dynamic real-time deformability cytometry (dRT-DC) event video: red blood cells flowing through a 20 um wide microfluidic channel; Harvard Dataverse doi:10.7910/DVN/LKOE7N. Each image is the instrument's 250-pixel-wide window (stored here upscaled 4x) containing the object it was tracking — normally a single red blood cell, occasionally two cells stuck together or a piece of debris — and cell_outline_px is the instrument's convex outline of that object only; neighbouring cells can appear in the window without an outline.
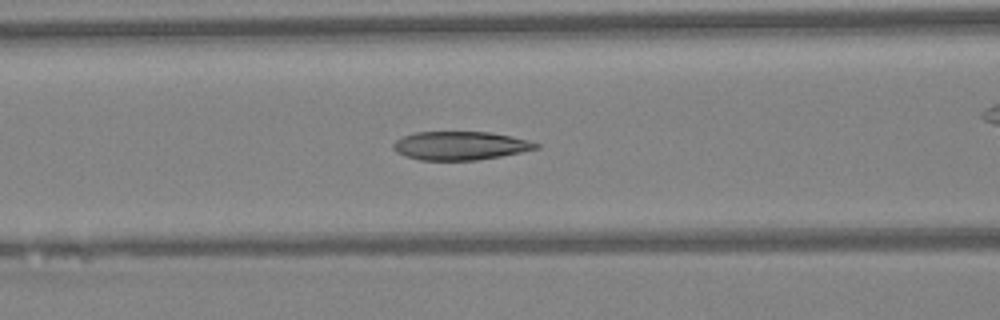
{"species": "Egyptian fruit bat (a non-hibernating species)", "species_latin": "Rousettus aegyptiacus", "temperature_condition": "warm", "stored_images_in_passage": 42, "camera_frame_rate_fps": 3000, "um_per_image_px": 0.085, "animal": {"sex": "female"}, "frame": {"image": 1, "passage_image": 13, "time_ms": 4.0, "image_size_px": [1000, 320], "cell_outline_px": [[540, 148], [500, 156], [476, 160], [420, 160], [404, 156], [396, 152], [392, 148], [392, 144], [396, 140], [404, 136], [416, 132], [488, 132], [512, 136], [528, 140], [540, 144]], "centroid_in_image_um": [39.1, 12.38], "position_along_channel_um": 127.5, "area_um2": 23.7}}
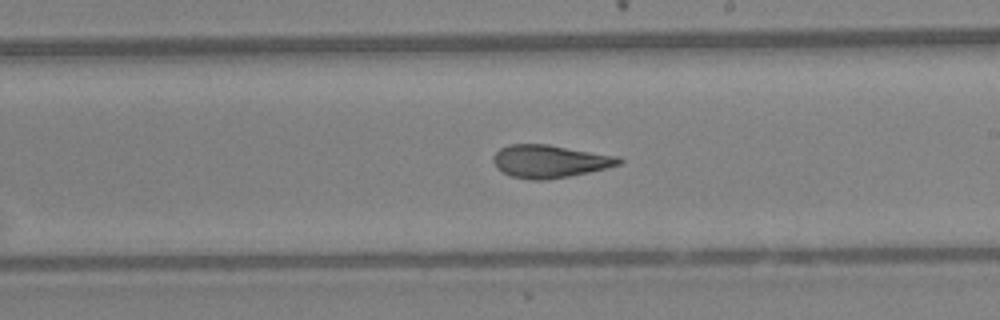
{"frame": {"image": 2, "passage_image": 21, "time_ms": 6.667, "image_size_px": [1000, 320], "cell_outline_px": [[624, 160], [620, 164], [608, 168], [548, 180], [532, 180], [512, 176], [496, 168], [492, 160], [492, 156], [500, 148], [508, 144], [548, 144], [620, 156]], "centroid_in_image_um": [46.74, 13.7], "position_along_channel_um": 242.3, "area_um2": 24.22}}
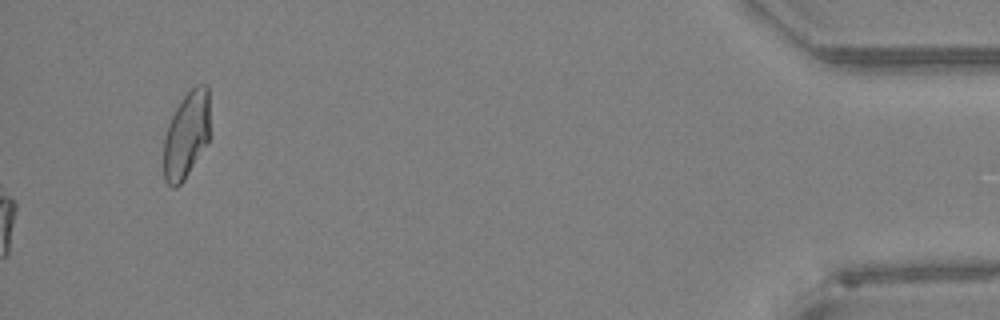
{"frame": {"image": 3, "passage_image": 42, "time_ms": 13.667, "image_size_px": [1000, 320], "cell_outline_px": [[208, 140], [184, 180], [176, 188], [172, 188], [164, 180], [164, 136], [168, 124], [180, 100], [196, 84], [208, 84]], "centroid_in_image_um": [15.82, 11.47], "position_along_channel_um": 419.4, "area_um2": 23.06}, "authors_computed_cell_mechanics": {"area_um2": 24.4494, "velocity_mm_per_s": 4.3328, "shape_relaxation_time_tau1_ms": null, "shape_relaxation_time_tau2_ms": 2.1002, "deformation_change_tau1": null, "deformation_change_tau2": 0.0996}}